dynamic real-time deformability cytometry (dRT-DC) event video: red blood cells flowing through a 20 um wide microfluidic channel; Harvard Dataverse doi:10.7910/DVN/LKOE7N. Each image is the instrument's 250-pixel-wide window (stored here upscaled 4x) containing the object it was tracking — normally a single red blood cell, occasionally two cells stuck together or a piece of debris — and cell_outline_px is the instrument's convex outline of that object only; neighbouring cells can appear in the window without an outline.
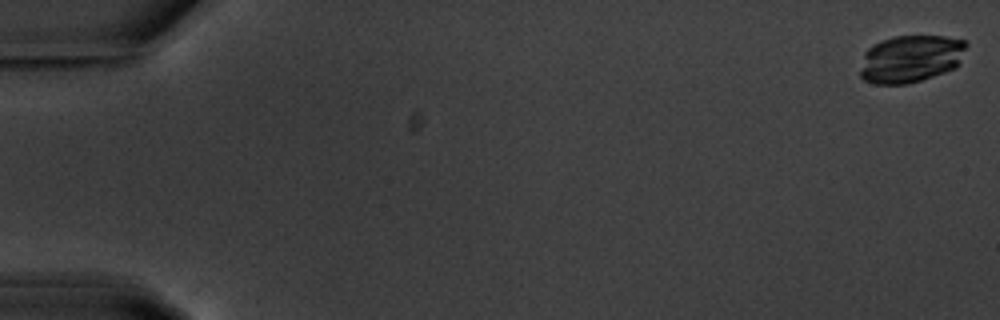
{"species": "common noctule bat (a hibernating species)", "species_latin": "Nyctalus noctula", "temperature_condition": "warm", "stored_images_in_passage": 57, "camera_frame_rate_fps": 3000, "um_per_image_px": 0.085, "animal": {"sex": "male", "body_mass_g": 20.1, "forearm_length_mm": 53.5}, "frame": {"image": 1, "passage_image": 1, "time_ms": 0.0, "image_size_px": [1000, 320], "cell_outline_px": [[968, 44], [960, 64], [956, 68], [908, 84], [876, 84], [864, 80], [860, 76], [860, 72], [864, 52], [872, 44], [896, 36], [944, 36], [964, 40]], "centroid_in_image_um": [77.42, 4.99], "position_along_channel_um": 7.6, "area_um2": 29.48}}
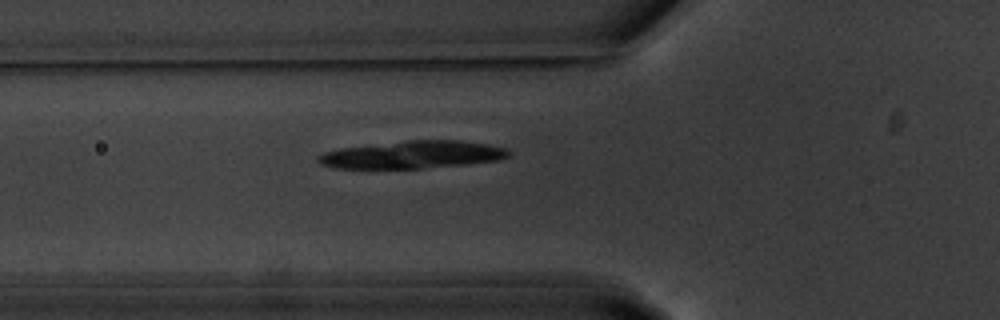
{"frame": {"image": 2, "passage_image": 21, "time_ms": 6.667, "image_size_px": [1000, 320], "cell_outline_px": [[512, 152], [508, 156], [500, 160], [464, 164], [424, 168], [336, 168], [320, 164], [316, 160], [316, 156], [324, 152], [340, 148], [408, 140], [460, 140], [488, 144], [508, 148]], "centroid_in_image_um": [35.08, 13.14], "position_along_channel_um": 90.7, "area_um2": 30.63}}